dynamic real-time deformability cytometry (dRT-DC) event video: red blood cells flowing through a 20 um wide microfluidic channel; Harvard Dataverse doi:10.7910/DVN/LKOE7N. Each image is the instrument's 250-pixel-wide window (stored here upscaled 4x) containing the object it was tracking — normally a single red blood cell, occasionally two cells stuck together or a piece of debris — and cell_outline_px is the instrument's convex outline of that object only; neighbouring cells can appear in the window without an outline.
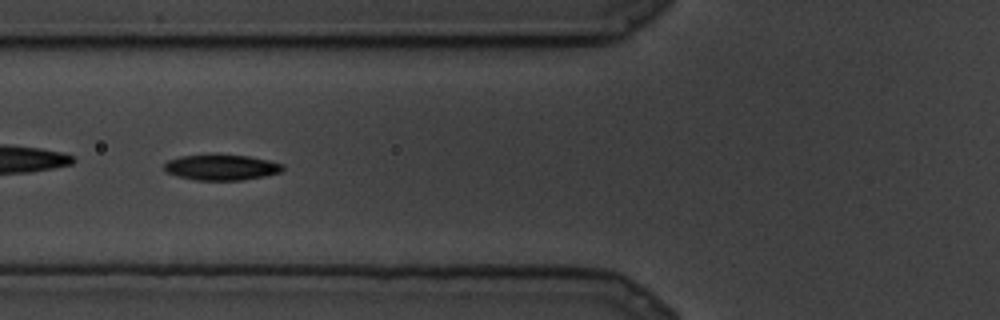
{"species": "common noctule bat (a hibernating species)", "species_latin": "Nyctalus noctula", "temperature_condition": "cold", "stored_images_in_passage": 16, "camera_frame_rate_fps": 3000, "um_per_image_px": 0.085, "animal": {"sex": "male", "body_mass_g": 19.5, "forearm_length_mm": 54.6}, "frame": {"image": 1, "passage_image": 10, "time_ms": 3.0, "image_size_px": [1000, 320], "cell_outline_px": [[284, 168], [280, 172], [264, 176], [240, 180], [196, 180], [176, 176], [164, 172], [164, 164], [168, 160], [180, 156], [212, 152], [216, 152], [248, 156], [268, 160], [284, 164]], "centroid_in_image_um": [18.76, 14.18], "position_along_channel_um": 107.0, "area_um2": 18.38}}
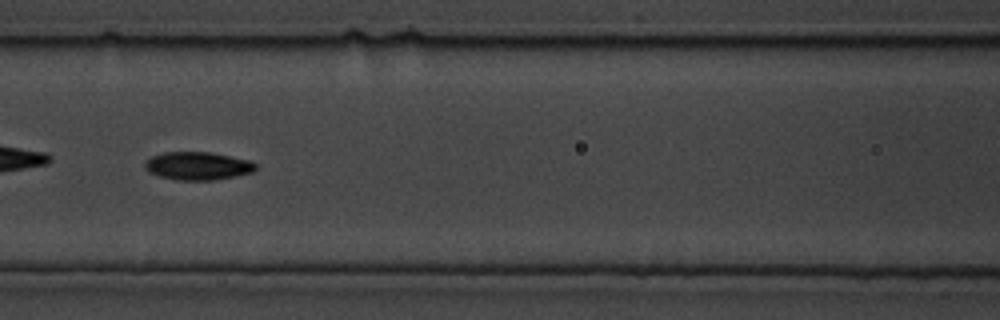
{"frame": {"image": 2, "passage_image": 12, "time_ms": 3.667, "image_size_px": [1000, 320], "cell_outline_px": [[256, 168], [252, 172], [236, 176], [212, 180], [180, 180], [160, 176], [148, 172], [144, 168], [144, 164], [152, 156], [164, 152], [208, 152], [248, 160], [256, 164]], "centroid_in_image_um": [16.78, 14.1], "position_along_channel_um": 149.8, "area_um2": 17.86}}
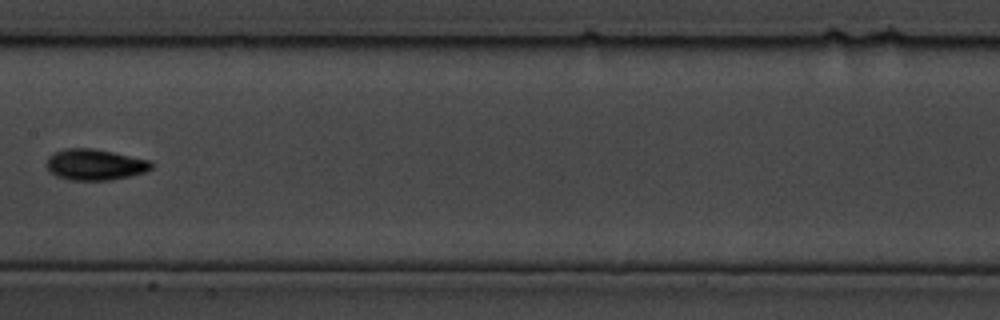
{"frame": {"image": 3, "passage_image": 14, "time_ms": 4.333, "image_size_px": [1000, 320], "cell_outline_px": [[152, 168], [144, 172], [128, 176], [108, 180], [72, 180], [56, 176], [44, 164], [48, 156], [52, 152], [64, 148], [96, 148], [148, 160], [152, 164]], "centroid_in_image_um": [8.0, 13.97], "position_along_channel_um": 199.4, "area_um2": 18.96}}